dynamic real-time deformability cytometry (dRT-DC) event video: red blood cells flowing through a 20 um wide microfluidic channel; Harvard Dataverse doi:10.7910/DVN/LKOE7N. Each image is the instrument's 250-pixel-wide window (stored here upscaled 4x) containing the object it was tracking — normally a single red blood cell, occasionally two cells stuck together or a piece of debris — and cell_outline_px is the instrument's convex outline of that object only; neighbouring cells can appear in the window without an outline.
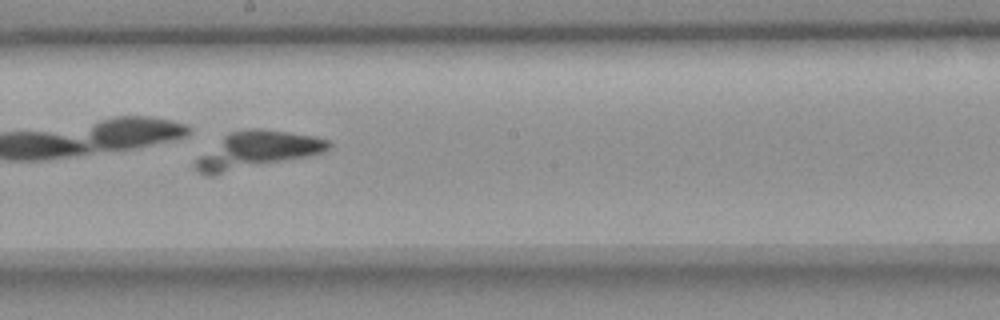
{"species": "common noctule bat (a hibernating species)", "species_latin": "Nyctalus noctula", "temperature_condition": "room temperature", "stored_images_in_passage": 12, "camera_frame_rate_fps": 3000, "um_per_image_px": 0.085, "animal": {"sex": "female", "body_mass_g": 18.4}, "frame": {"image": 1, "passage_image": 7, "time_ms": 2.0, "image_size_px": [1000, 320], "cell_outline_px": [[332, 144], [324, 152], [308, 156], [212, 176], [208, 176], [200, 172], [192, 164], [200, 156], [228, 132], [252, 128], [260, 128], [288, 132], [312, 136], [328, 140]], "centroid_in_image_um": [21.82, 12.76], "position_along_channel_um": 226.4, "area_um2": 28.44}}
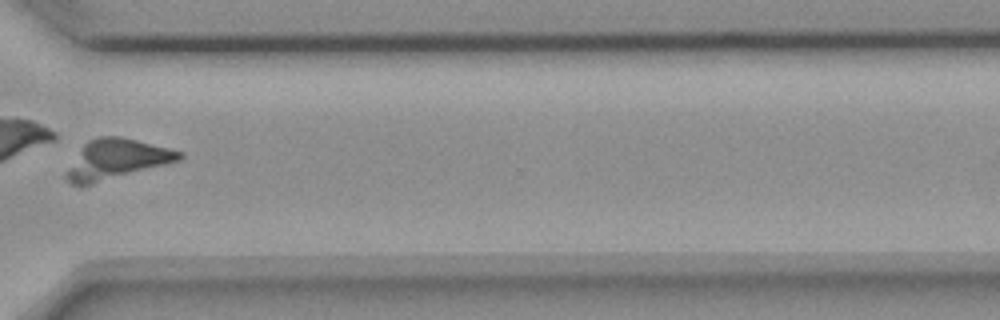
{"frame": {"image": 2, "passage_image": 10, "time_ms": 3.0, "image_size_px": [1000, 320], "cell_outline_px": [[184, 156], [180, 160], [92, 184], [72, 184], [64, 176], [84, 144], [88, 140], [100, 136], [120, 136], [184, 152]], "centroid_in_image_um": [9.93, 13.52], "position_along_channel_um": 360.7, "area_um2": 25.49}}